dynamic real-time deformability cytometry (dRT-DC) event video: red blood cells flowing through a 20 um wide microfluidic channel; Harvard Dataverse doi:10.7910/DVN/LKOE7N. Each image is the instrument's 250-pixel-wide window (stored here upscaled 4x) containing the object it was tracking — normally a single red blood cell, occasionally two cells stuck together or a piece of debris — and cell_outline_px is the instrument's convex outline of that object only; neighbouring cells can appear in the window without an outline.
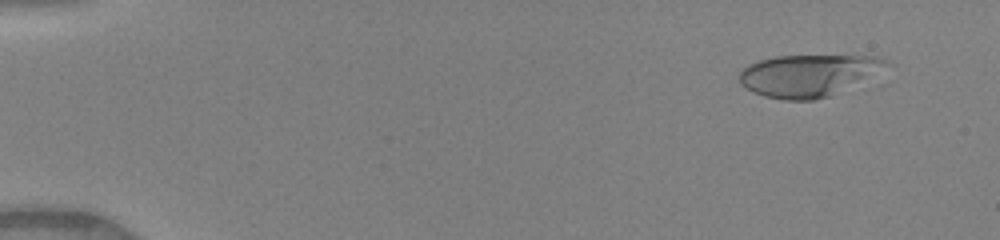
{"species": "human", "species_latin": "Homo sapiens", "temperature_condition": "warm", "stored_images_in_passage": 49, "camera_frame_rate_fps": 3000, "um_per_image_px": 0.085, "donor": {"sex": "female"}, "frame": {"image": 1, "passage_image": 4, "time_ms": 1.0, "image_size_px": [1000, 240], "cell_outline_px": [[884, 60], [860, 76], [828, 96], [812, 100], [784, 100], [764, 96], [748, 88], [740, 80], [740, 72], [748, 64], [760, 60], [776, 56], [872, 56]], "centroid_in_image_um": [68.37, 6.41], "position_along_channel_um": 16.6, "area_um2": 33.0}}
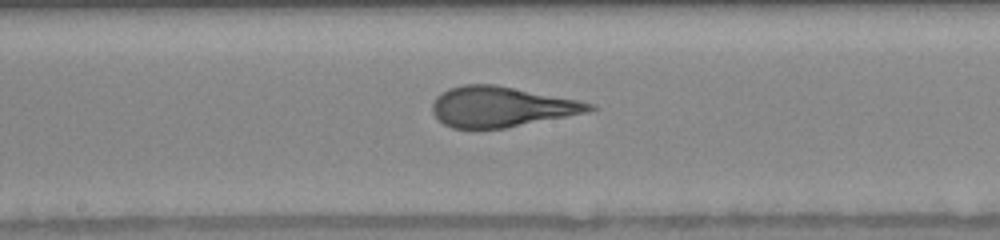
{"frame": {"image": 2, "passage_image": 27, "time_ms": 8.667, "image_size_px": [1000, 240], "cell_outline_px": [[596, 108], [584, 112], [504, 128], [452, 128], [444, 124], [432, 112], [432, 104], [436, 96], [440, 92], [448, 88], [464, 84], [496, 84], [576, 100], [592, 104]], "centroid_in_image_um": [42.5, 9.06], "position_along_channel_um": 205.7, "area_um2": 36.3}}
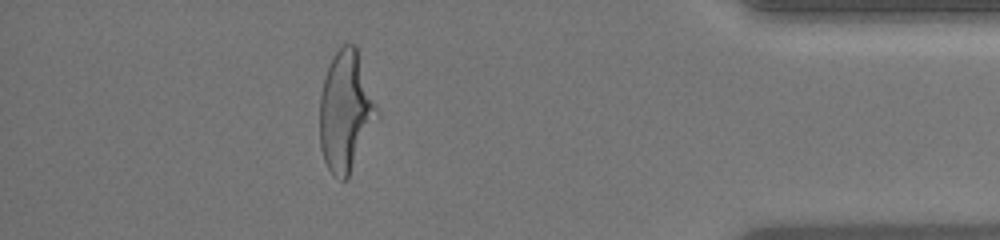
{"frame": {"image": 3, "passage_image": 44, "time_ms": 14.333, "image_size_px": [1000, 240], "cell_outline_px": [[380, 116], [348, 180], [340, 180], [332, 176], [324, 160], [320, 148], [320, 96], [324, 80], [332, 56], [344, 44], [356, 44], [380, 112]], "centroid_in_image_um": [29.42, 9.52], "position_along_channel_um": 405.8, "area_um2": 40.92}, "authors_computed_cell_mechanics": {"area_um2": 37.0498, "velocity_mm_per_s": 4.1535, "shape_relaxation_time_tau1_ms": 4.1023, "shape_relaxation_time_tau2_ms": 0.5715, "deformation_change_tau1": 0.2171, "deformation_change_tau2": 0.1096}}